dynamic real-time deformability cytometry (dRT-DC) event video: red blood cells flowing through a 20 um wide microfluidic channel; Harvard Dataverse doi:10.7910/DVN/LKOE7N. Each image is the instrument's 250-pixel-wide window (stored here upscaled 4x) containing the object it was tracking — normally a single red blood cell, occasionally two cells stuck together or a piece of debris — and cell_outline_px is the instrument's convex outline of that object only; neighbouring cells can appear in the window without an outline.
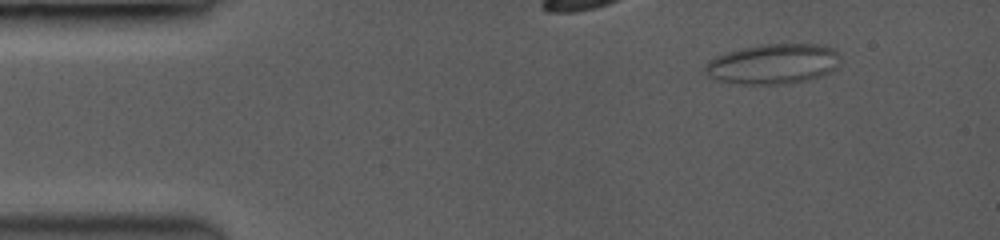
{"species": "common noctule bat (a hibernating species)", "species_latin": "Nyctalus noctula", "temperature_condition": "room temperature", "stored_images_in_passage": 10, "camera_frame_rate_fps": 3500, "um_per_image_px": 0.085, "animal": {"sex": "female", "body_mass_g": 19.0, "forearm_length_mm": 53.3}, "frame": {"image": 1, "passage_image": 1, "time_ms": 0.0, "image_size_px": [1000, 240], "cell_outline_px": [[836, 52], [832, 68], [828, 72], [820, 76], [808, 80], [792, 84], [756, 88], [720, 80], [712, 76], [704, 68], [712, 60], [728, 52], [748, 48], [772, 44], [812, 44], [828, 48]], "centroid_in_image_um": [65.67, 5.51], "position_along_channel_um": 19.3, "area_um2": 30.87}}